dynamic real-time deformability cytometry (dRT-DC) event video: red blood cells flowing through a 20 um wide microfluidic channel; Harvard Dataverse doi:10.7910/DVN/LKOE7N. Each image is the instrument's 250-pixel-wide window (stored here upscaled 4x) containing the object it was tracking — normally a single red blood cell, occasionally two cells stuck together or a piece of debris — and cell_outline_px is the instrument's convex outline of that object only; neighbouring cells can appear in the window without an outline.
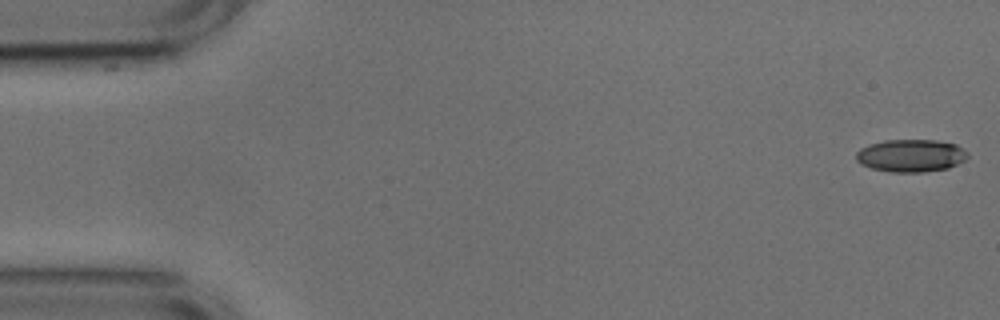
{"species": "common noctule bat (a hibernating species)", "species_latin": "Nyctalus noctula", "temperature_condition": "cold", "stored_images_in_passage": 30, "camera_frame_rate_fps": 3000, "um_per_image_px": 0.085, "animal": {"sex": "male", "body_mass_g": 17.9, "forearm_length_mm": 54.2}, "frame": {"image": 1, "passage_image": 1, "time_ms": 0.0, "image_size_px": [1000, 320], "cell_outline_px": [[968, 156], [964, 160], [948, 168], [924, 172], [888, 172], [872, 168], [860, 164], [856, 160], [856, 152], [860, 148], [868, 144], [884, 140], [936, 140], [956, 144], [968, 152]], "centroid_in_image_um": [77.4, 13.22], "position_along_channel_um": 7.6, "area_um2": 21.33}}
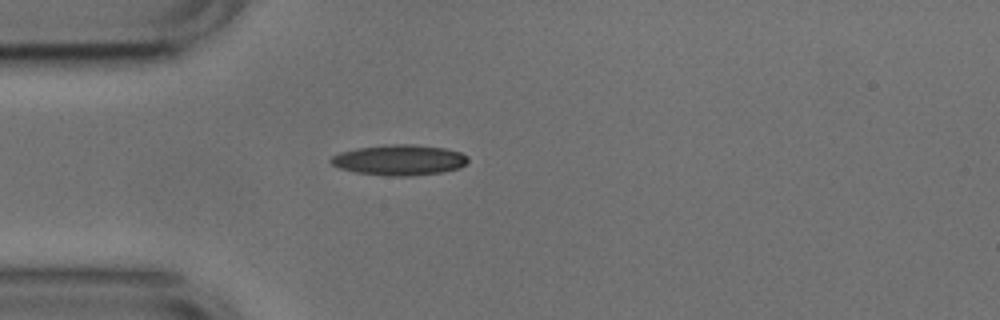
{"frame": {"image": 2, "passage_image": 14, "time_ms": 4.333, "image_size_px": [1000, 320], "cell_outline_px": [[468, 160], [460, 168], [440, 172], [412, 176], [392, 176], [356, 172], [340, 168], [332, 164], [328, 160], [332, 156], [340, 152], [356, 148], [388, 144], [416, 144], [444, 148], [460, 152], [468, 156]], "centroid_in_image_um": [33.94, 13.59], "position_along_channel_um": 51.1, "area_um2": 24.39}}
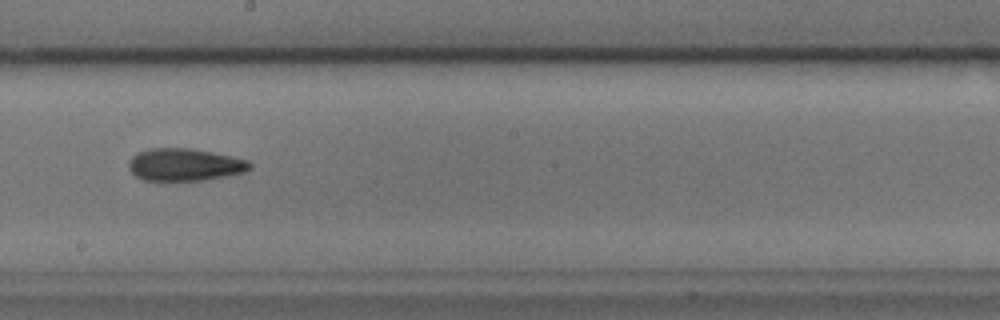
{"frame": {"image": 3, "passage_image": 29, "time_ms": 9.333, "image_size_px": [1000, 320], "cell_outline_px": [[252, 168], [244, 172], [204, 180], [140, 180], [128, 168], [128, 160], [136, 152], [148, 148], [188, 148], [212, 152], [248, 160], [252, 164]], "centroid_in_image_um": [15.66, 13.99], "position_along_channel_um": 232.5, "area_um2": 22.95}}